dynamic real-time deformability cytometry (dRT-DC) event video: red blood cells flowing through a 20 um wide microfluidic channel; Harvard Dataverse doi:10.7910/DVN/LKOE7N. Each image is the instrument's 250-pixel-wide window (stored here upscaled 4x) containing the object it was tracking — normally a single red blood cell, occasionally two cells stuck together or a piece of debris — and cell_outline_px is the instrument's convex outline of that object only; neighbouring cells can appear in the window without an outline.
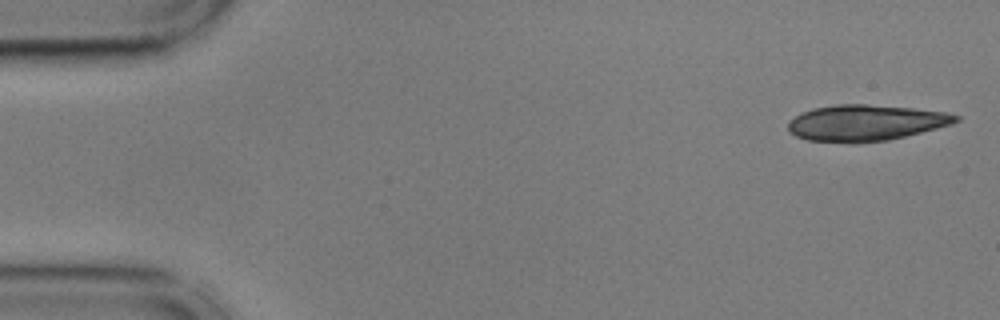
{"species": "common noctule bat (a hibernating species)", "species_latin": "Nyctalus noctula", "temperature_condition": "cold", "stored_images_in_passage": 5, "camera_frame_rate_fps": 3000, "um_per_image_px": 0.085, "animal": {"sex": "male", "body_mass_g": 17.9, "forearm_length_mm": 54.2}, "frame": {"image": 1, "passage_image": 1, "time_ms": 0.0, "image_size_px": [1000, 320], "cell_outline_px": [[960, 120], [952, 124], [888, 140], [856, 144], [852, 144], [808, 140], [796, 136], [788, 128], [788, 120], [812, 108], [836, 104], [868, 104], [912, 108], [944, 112], [960, 116]], "centroid_in_image_um": [73.56, 10.45], "position_along_channel_um": 11.4, "area_um2": 35.32}}